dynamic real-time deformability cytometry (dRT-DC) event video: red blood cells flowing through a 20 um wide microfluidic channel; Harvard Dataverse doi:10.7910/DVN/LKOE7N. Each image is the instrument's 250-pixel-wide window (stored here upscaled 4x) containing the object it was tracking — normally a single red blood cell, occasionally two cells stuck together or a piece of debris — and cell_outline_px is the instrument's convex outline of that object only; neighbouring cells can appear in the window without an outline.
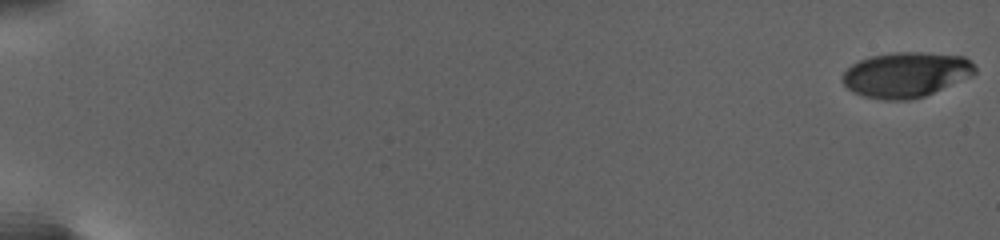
{"species": "human", "species_latin": "Homo sapiens", "temperature_condition": "warm", "stored_images_in_passage": 53, "camera_frame_rate_fps": 3000, "um_per_image_px": 0.085, "donor": {"sex": "female"}, "frame": {"image": 1, "passage_image": 1, "time_ms": 0.0, "image_size_px": [1000, 240], "cell_outline_px": [[976, 72], [972, 76], [924, 96], [908, 100], [888, 100], [864, 96], [848, 88], [844, 84], [840, 76], [852, 64], [860, 60], [872, 56], [892, 52], [924, 52], [964, 56], [976, 68]], "centroid_in_image_um": [77.01, 6.34], "position_along_channel_um": 8.0, "area_um2": 34.68}}
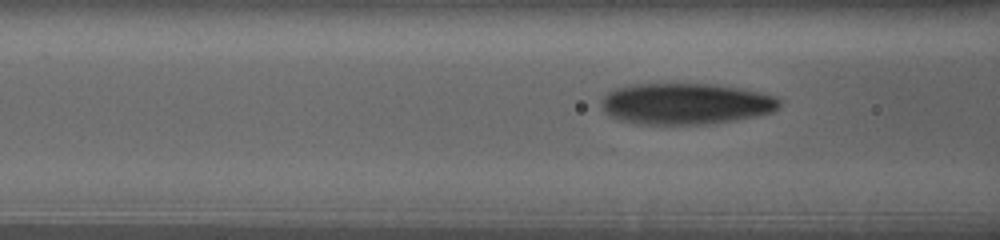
{"frame": {"image": 2, "passage_image": 31, "time_ms": 11.333, "image_size_px": [1000, 240], "cell_outline_px": [[780, 104], [772, 112], [756, 116], [736, 120], [708, 124], [640, 124], [620, 120], [604, 112], [600, 104], [604, 96], [608, 92], [616, 88], [632, 84], [712, 84], [740, 88], [760, 92], [776, 96], [780, 100]], "centroid_in_image_um": [58.28, 8.82], "position_along_channel_um": 108.3, "area_um2": 42.83}}
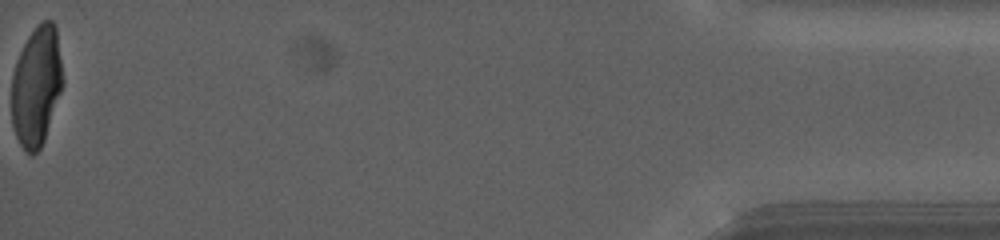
{"frame": {"image": 3, "passage_image": 53, "time_ms": 26.667, "image_size_px": [1000, 240], "cell_outline_px": [[64, 84], [44, 140], [40, 148], [32, 156], [24, 152], [16, 136], [12, 124], [12, 72], [16, 60], [28, 36], [36, 24], [44, 20], [52, 20], [56, 24], [64, 80]], "centroid_in_image_um": [3.11, 7.3], "position_along_channel_um": 432.1, "area_um2": 36.24}, "authors_computed_cell_mechanics": {"area_um2": 37.859, "velocity_mm_per_s": 2.6747, "shape_relaxation_time_tau1_ms": 5.8619, "shape_relaxation_time_tau2_ms": 1.1181, "deformation_change_tau1": 0.2052, "deformation_change_tau2": 0.0734}}